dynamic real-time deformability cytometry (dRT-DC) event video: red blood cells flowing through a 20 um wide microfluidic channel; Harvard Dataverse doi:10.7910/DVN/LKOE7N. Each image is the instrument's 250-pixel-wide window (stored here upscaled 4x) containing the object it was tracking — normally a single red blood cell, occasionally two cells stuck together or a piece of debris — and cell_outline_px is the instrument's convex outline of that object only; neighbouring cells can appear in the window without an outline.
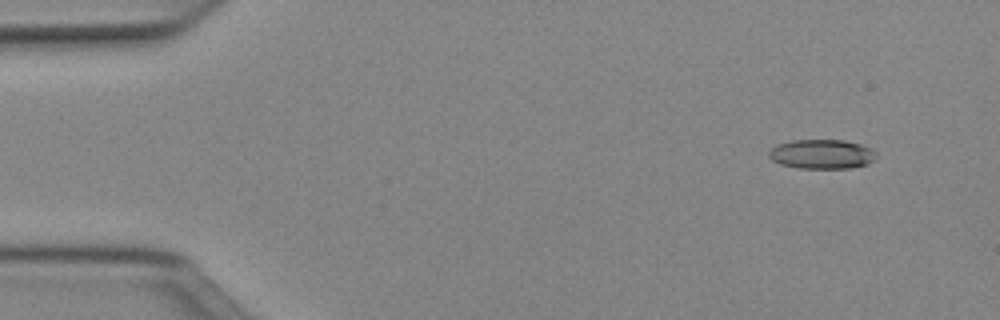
{"species": "Egyptian fruit bat (a non-hibernating species)", "species_latin": "Rousettus aegyptiacus", "temperature_condition": "cold", "stored_images_in_passage": 48, "camera_frame_rate_fps": 3000, "um_per_image_px": 0.085, "animal": {"sex": "female"}, "frame": {"image": 1, "passage_image": 2, "time_ms": 0.333, "image_size_px": [1000, 320], "cell_outline_px": [[876, 156], [868, 164], [852, 168], [796, 168], [780, 164], [772, 160], [768, 156], [768, 152], [776, 144], [792, 140], [844, 140], [860, 144], [872, 148], [876, 152]], "centroid_in_image_um": [69.84, 13.1], "position_along_channel_um": 15.2, "area_um2": 18.55}}
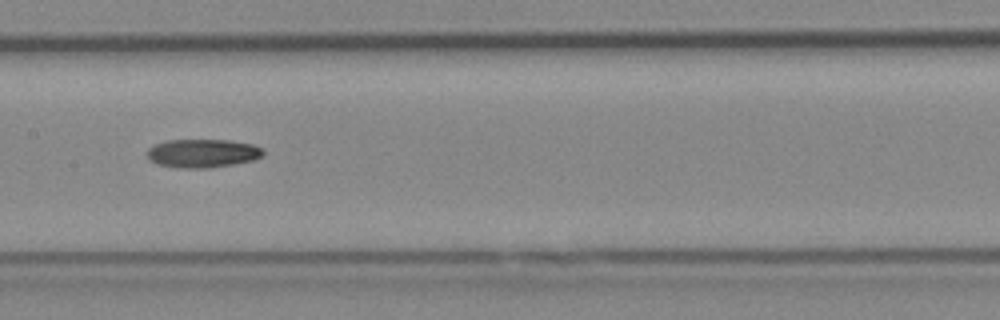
{"frame": {"image": 2, "passage_image": 23, "time_ms": 7.333, "image_size_px": [1000, 320], "cell_outline_px": [[264, 156], [256, 160], [208, 168], [180, 168], [156, 164], [148, 160], [148, 148], [156, 144], [168, 140], [228, 140], [252, 144], [264, 148]], "centroid_in_image_um": [17.25, 13.03], "position_along_channel_um": 190.1, "area_um2": 19.42}}
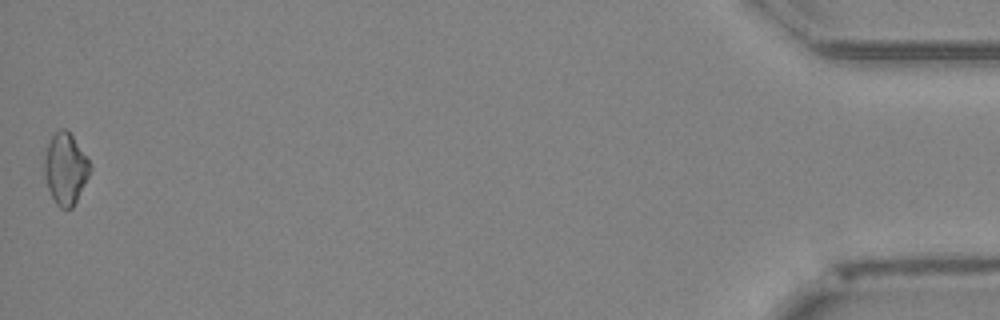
{"frame": {"image": 3, "passage_image": 48, "time_ms": 15.667, "image_size_px": [1000, 320], "cell_outline_px": [[92, 168], [72, 208], [60, 208], [56, 204], [48, 188], [44, 176], [44, 160], [48, 144], [52, 136], [60, 128], [64, 128], [72, 136], [92, 164]], "centroid_in_image_um": [5.56, 14.34], "position_along_channel_um": 429.6, "area_um2": 18.67}}